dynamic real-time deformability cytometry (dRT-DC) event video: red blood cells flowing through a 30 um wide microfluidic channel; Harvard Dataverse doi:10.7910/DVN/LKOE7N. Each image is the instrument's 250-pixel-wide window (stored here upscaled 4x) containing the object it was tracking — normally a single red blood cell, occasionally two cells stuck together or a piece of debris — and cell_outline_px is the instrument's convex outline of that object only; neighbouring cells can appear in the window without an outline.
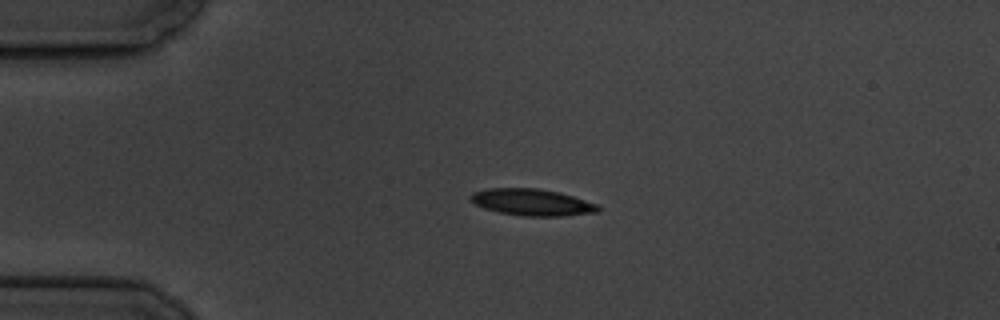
{"species": "common noctule bat (a hibernating species)", "species_latin": "Nyctalus noctula", "temperature_condition": "cold", "stored_images_in_passage": 4, "camera_frame_rate_fps": 3000, "um_per_image_px": 0.085, "animal": {"sex": "male", "body_mass_g": 19.5, "forearm_length_mm": 54.6}, "frame": {"image": 1, "passage_image": 3, "time_ms": 3.333, "image_size_px": [1000, 320], "cell_outline_px": [[600, 212], [564, 216], [524, 216], [500, 212], [484, 208], [468, 200], [468, 196], [472, 192], [488, 188], [536, 188], [560, 192], [600, 204]], "centroid_in_image_um": [45.25, 17.19], "position_along_channel_um": 39.8, "area_um2": 20.11}}